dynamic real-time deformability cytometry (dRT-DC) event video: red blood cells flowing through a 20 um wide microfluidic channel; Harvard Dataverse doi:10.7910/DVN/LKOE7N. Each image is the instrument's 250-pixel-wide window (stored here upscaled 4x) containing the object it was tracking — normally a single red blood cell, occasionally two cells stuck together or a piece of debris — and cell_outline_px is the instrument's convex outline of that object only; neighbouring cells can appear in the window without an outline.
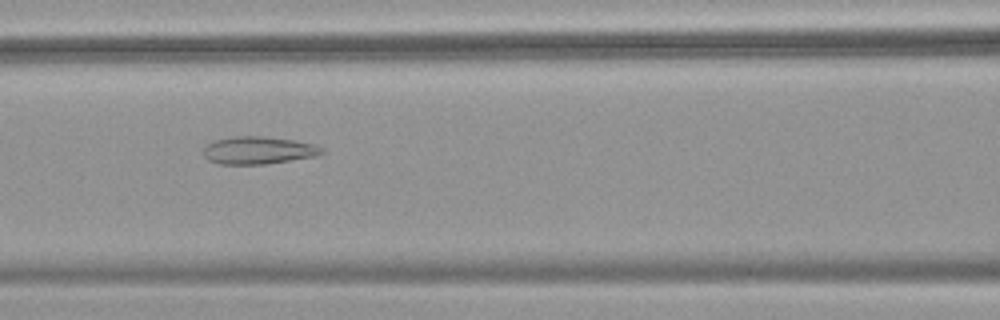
{"species": "common noctule bat (a hibernating species)", "species_latin": "Nyctalus noctula", "temperature_condition": "warm", "stored_images_in_passage": 51, "camera_frame_rate_fps": 3000, "um_per_image_px": 0.085, "animal": {"sex": "female", "body_mass_g": 18.4}, "frame": {"image": 1, "passage_image": 21, "time_ms": 6.667, "image_size_px": [1000, 320], "cell_outline_px": [[324, 152], [316, 156], [264, 164], [216, 164], [208, 160], [204, 156], [204, 148], [212, 140], [236, 136], [264, 136], [292, 140], [316, 144], [324, 148]], "centroid_in_image_um": [21.95, 12.77], "position_along_channel_um": 144.7, "area_um2": 19.07}}
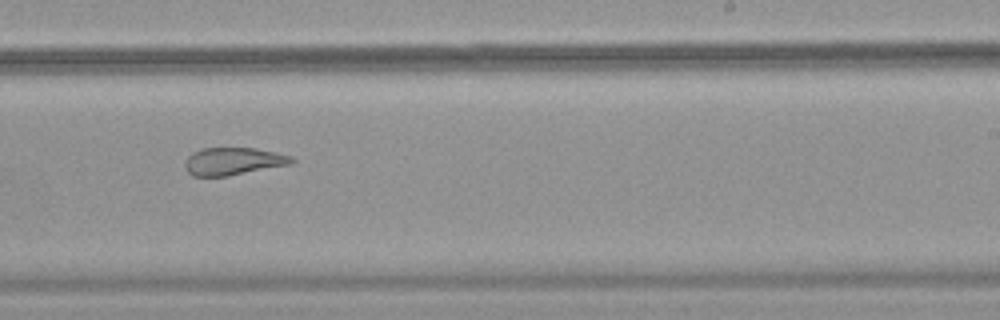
{"frame": {"image": 2, "passage_image": 31, "time_ms": 10.0, "image_size_px": [1000, 320], "cell_outline_px": [[296, 160], [292, 164], [228, 176], [192, 176], [184, 168], [184, 164], [188, 156], [192, 152], [200, 148], [256, 148], [276, 152], [292, 156]], "centroid_in_image_um": [19.83, 13.7], "position_along_channel_um": 269.2, "area_um2": 17.34}}
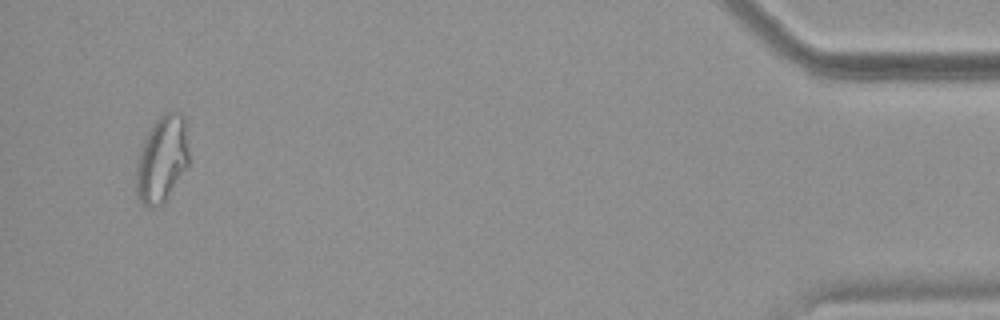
{"frame": {"image": 3, "passage_image": 49, "time_ms": 16.0, "image_size_px": [1000, 320], "cell_outline_px": [[188, 168], [168, 196], [156, 208], [148, 208], [140, 200], [136, 192], [136, 160], [140, 148], [152, 124], [164, 112], [180, 112], [184, 116], [188, 148]], "centroid_in_image_um": [13.76, 13.53], "position_along_channel_um": 421.4, "area_um2": 26.76}, "authors_computed_cell_mechanics": {"area_um2": 23.4668, "velocity_mm_per_s": 3.7601, "shape_relaxation_time_tau1_ms": null, "shape_relaxation_time_tau2_ms": 2.1841, "deformation_change_tau1": null, "deformation_change_tau2": 0.1004}}